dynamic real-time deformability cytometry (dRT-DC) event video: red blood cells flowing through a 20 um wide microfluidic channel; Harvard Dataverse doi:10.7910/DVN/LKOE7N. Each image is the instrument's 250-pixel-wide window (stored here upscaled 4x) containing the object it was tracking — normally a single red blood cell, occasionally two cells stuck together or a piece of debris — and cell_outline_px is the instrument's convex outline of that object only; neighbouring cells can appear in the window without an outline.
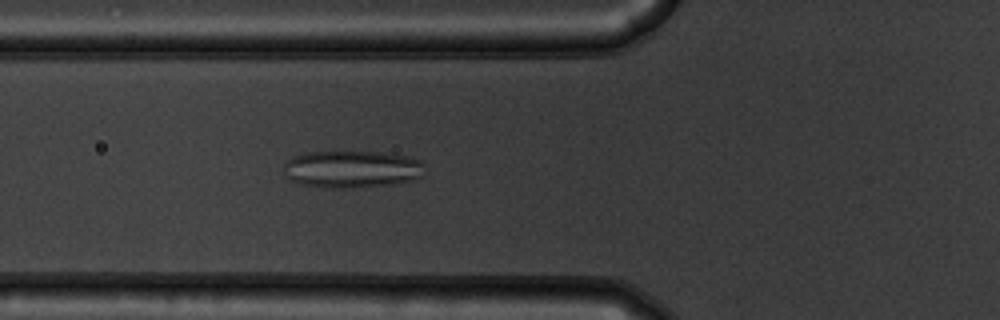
{"species": "common noctule bat (a hibernating species)", "species_latin": "Nyctalus noctula", "temperature_condition": "warm", "stored_images_in_passage": 53, "camera_frame_rate_fps": 3000, "um_per_image_px": 0.085, "animal": {"sex": "male", "body_mass_g": 19.5, "forearm_length_mm": 54.6}, "frame": {"image": 1, "passage_image": 20, "time_ms": 6.333, "image_size_px": [1000, 320], "cell_outline_px": [[424, 176], [416, 180], [392, 184], [352, 188], [320, 188], [300, 184], [284, 176], [284, 160], [292, 156], [304, 152], [380, 152], [408, 156], [420, 160]], "centroid_in_image_um": [29.87, 14.39], "position_along_channel_um": 95.9, "area_um2": 31.1}}
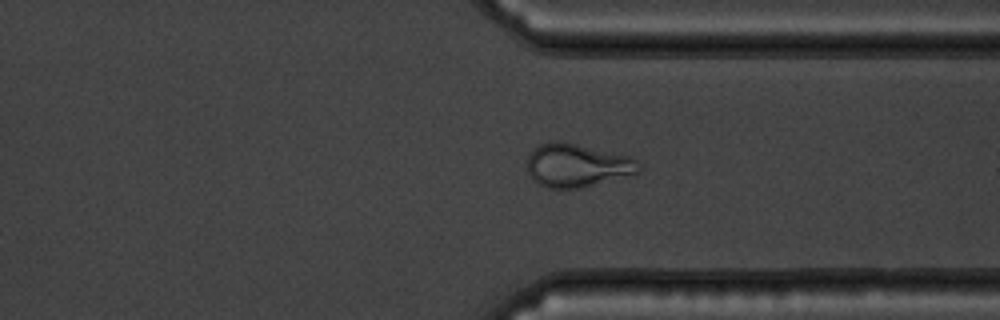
{"frame": {"image": 2, "passage_image": 41, "time_ms": 13.333, "image_size_px": [1000, 320], "cell_outline_px": [[640, 172], [636, 176], [584, 188], [548, 188], [536, 184], [528, 176], [528, 156], [540, 144], [552, 140], [556, 140], [576, 144], [632, 156], [640, 164]], "centroid_in_image_um": [49.12, 14.09], "position_along_channel_um": 362.3, "area_um2": 29.02}}
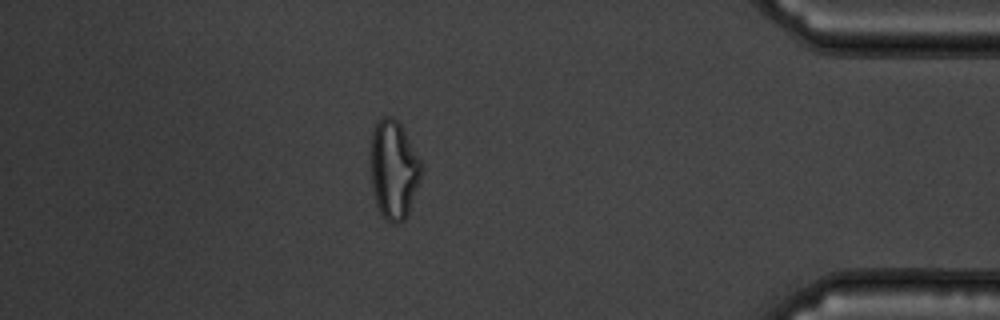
{"frame": {"image": 3, "passage_image": 47, "time_ms": 15.333, "image_size_px": [1000, 320], "cell_outline_px": [[420, 180], [408, 216], [404, 220], [396, 224], [392, 224], [380, 212], [376, 204], [372, 184], [368, 156], [368, 152], [372, 132], [376, 120], [384, 116], [392, 116], [400, 124], [420, 160]], "centroid_in_image_um": [33.41, 14.4], "position_along_channel_um": 401.8, "area_um2": 29.48}, "authors_computed_cell_mechanics": {"area_um2": 29.6514, "velocity_mm_per_s": 3.816, "shape_relaxation_time_tau1_ms": null, "shape_relaxation_time_tau2_ms": 0.9205, "deformation_change_tau1": null, "deformation_change_tau2": 0.0854}}